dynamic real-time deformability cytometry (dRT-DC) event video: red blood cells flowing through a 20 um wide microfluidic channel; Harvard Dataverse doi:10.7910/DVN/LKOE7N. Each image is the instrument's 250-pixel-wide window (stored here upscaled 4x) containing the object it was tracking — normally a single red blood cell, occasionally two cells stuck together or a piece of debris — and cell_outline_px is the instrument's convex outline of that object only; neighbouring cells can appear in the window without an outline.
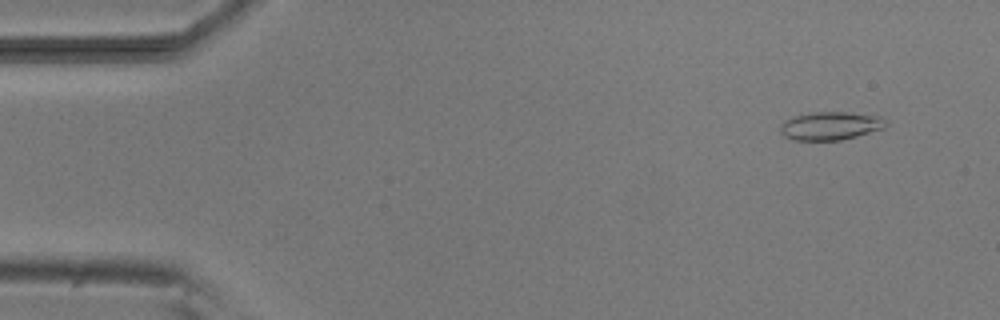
{"species": "common noctule bat (a hibernating species)", "species_latin": "Nyctalus noctula", "temperature_condition": "room temperature", "stored_images_in_passage": 6, "camera_frame_rate_fps": 3000, "um_per_image_px": 0.085, "animal": {"sex": "male", "body_mass_g": 20.5, "forearm_length_mm": 52.5}, "frame": {"image": 1, "passage_image": 1, "time_ms": 0.0, "image_size_px": [1000, 320], "cell_outline_px": [[888, 124], [884, 128], [856, 136], [840, 140], [792, 140], [784, 136], [780, 132], [780, 124], [784, 120], [792, 116], [812, 112], [848, 112], [880, 116], [888, 120]], "centroid_in_image_um": [70.58, 10.69], "position_along_channel_um": 14.4, "area_um2": 17.57}}
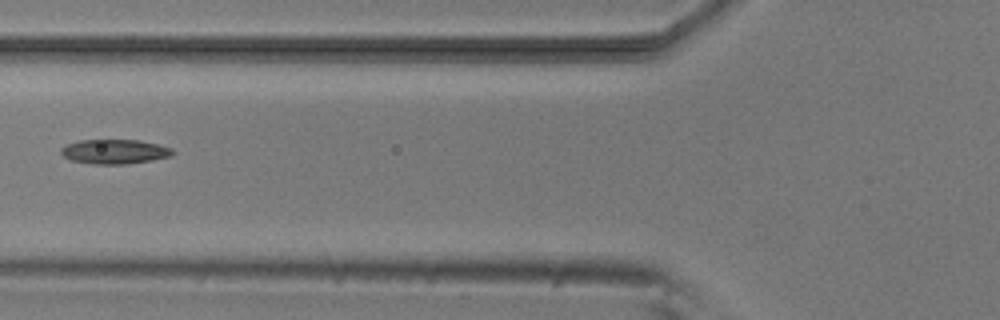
{"frame": {"image": 2, "passage_image": 5, "time_ms": 5.333, "image_size_px": [1000, 320], "cell_outline_px": [[176, 152], [172, 156], [152, 160], [128, 164], [92, 164], [72, 160], [64, 156], [60, 152], [60, 148], [68, 144], [80, 140], [140, 140], [160, 144], [172, 148]], "centroid_in_image_um": [9.8, 12.88], "position_along_channel_um": 116.0, "area_um2": 16.07}}
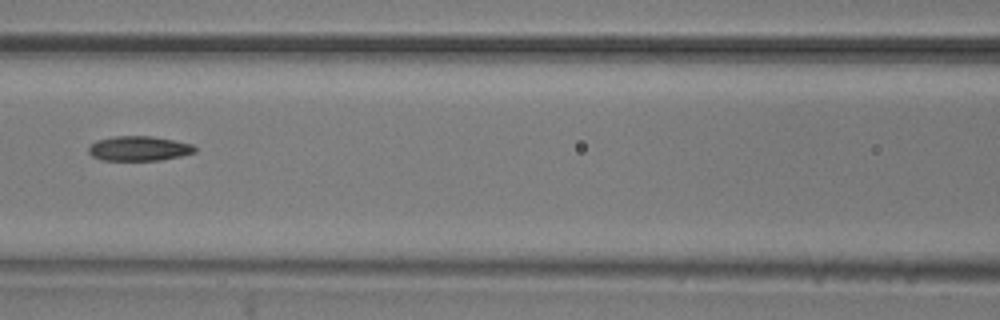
{"frame": {"image": 3, "passage_image": 6, "time_ms": 6.333, "image_size_px": [1000, 320], "cell_outline_px": [[196, 152], [180, 156], [160, 160], [100, 160], [92, 156], [88, 152], [88, 148], [96, 140], [112, 136], [152, 136], [192, 144], [196, 148]], "centroid_in_image_um": [11.78, 12.62], "position_along_channel_um": 154.8, "area_um2": 15.32}}